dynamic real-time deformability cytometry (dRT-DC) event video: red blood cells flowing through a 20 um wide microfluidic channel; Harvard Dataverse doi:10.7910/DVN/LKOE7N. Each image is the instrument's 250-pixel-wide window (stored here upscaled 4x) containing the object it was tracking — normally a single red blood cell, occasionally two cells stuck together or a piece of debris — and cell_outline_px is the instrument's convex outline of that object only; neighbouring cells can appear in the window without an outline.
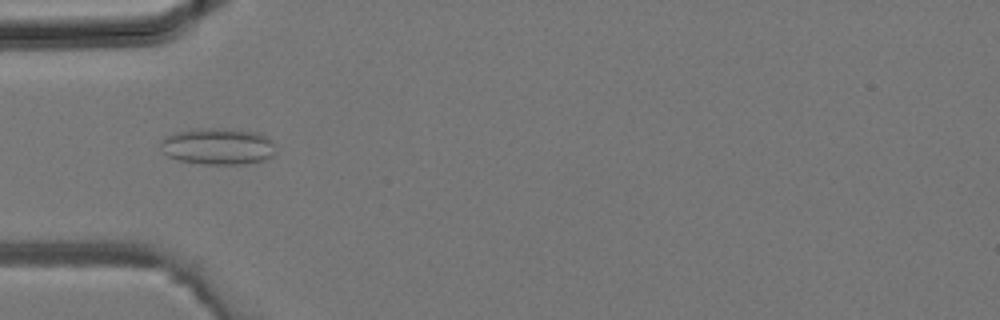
{"species": "common noctule bat (a hibernating species)", "species_latin": "Nyctalus noctula", "temperature_condition": "room temperature", "stored_images_in_passage": 37, "camera_frame_rate_fps": 3000, "um_per_image_px": 0.085, "animal": {"sex": "male", "body_mass_g": 19.2, "forearm_length_mm": 51.8}, "frame": {"image": 1, "passage_image": 12, "time_ms": 3.667, "image_size_px": [1000, 320], "cell_outline_px": [[276, 152], [272, 156], [264, 160], [244, 164], [204, 164], [180, 160], [168, 156], [164, 152], [160, 144], [160, 140], [164, 136], [176, 132], [196, 128], [232, 128], [260, 132], [268, 136], [272, 140]], "centroid_in_image_um": [18.56, 12.41], "position_along_channel_um": 66.4, "area_um2": 24.97}}
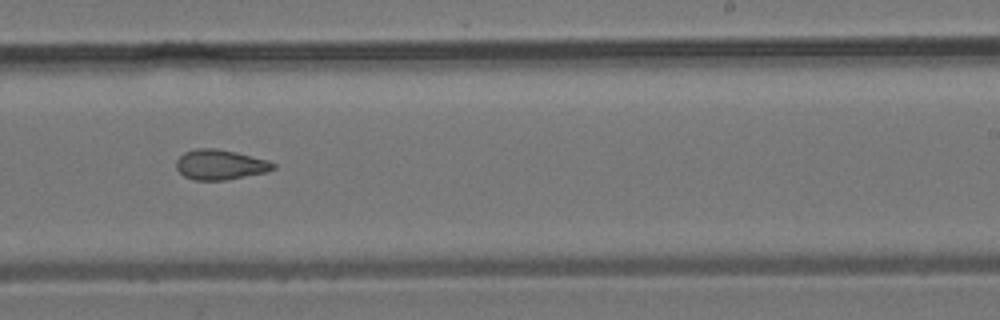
{"frame": {"image": 2, "passage_image": 23, "time_ms": 7.333, "image_size_px": [1000, 320], "cell_outline_px": [[276, 168], [264, 172], [224, 180], [196, 180], [184, 176], [176, 168], [176, 160], [184, 152], [196, 148], [216, 148], [236, 152], [268, 160], [276, 164]], "centroid_in_image_um": [18.7, 13.98], "position_along_channel_um": 270.3, "area_um2": 16.88}}
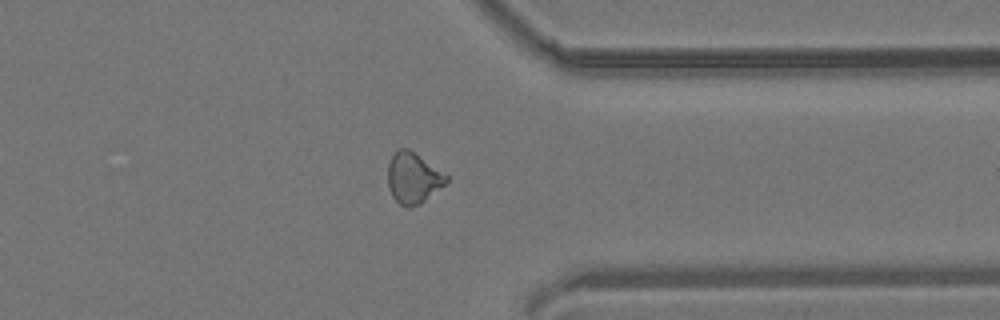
{"frame": {"image": 3, "passage_image": 29, "time_ms": 9.333, "image_size_px": [1000, 320], "cell_outline_px": [[448, 180], [444, 184], [420, 204], [408, 208], [400, 204], [392, 196], [388, 188], [388, 164], [392, 152], [396, 148], [408, 148], [448, 176]], "centroid_in_image_um": [35.07, 15.11], "position_along_channel_um": 376.3, "area_um2": 17.22}}